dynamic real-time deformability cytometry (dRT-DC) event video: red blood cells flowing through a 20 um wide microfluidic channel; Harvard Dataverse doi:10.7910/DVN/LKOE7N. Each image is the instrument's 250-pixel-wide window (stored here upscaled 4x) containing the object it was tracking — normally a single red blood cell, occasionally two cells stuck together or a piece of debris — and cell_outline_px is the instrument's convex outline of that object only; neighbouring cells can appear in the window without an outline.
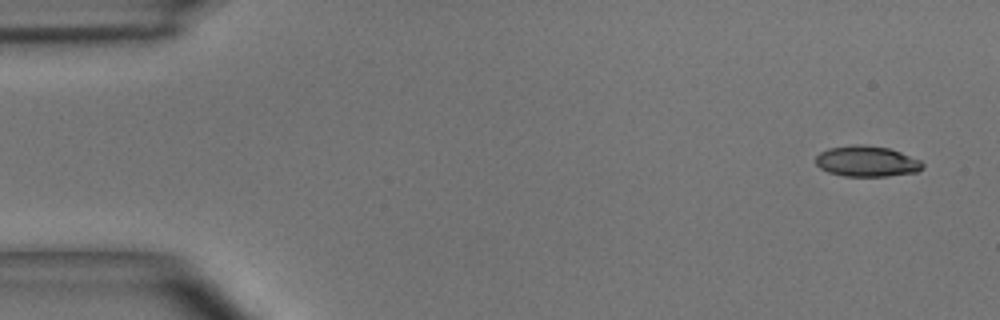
{"species": "common noctule bat (a hibernating species)", "species_latin": "Nyctalus noctula", "temperature_condition": "room temperature", "stored_images_in_passage": 5, "camera_frame_rate_fps": 3000, "um_per_image_px": 0.085, "animal": {"sex": "male", "body_mass_g": 15.6}, "frame": {"image": 1, "passage_image": 1, "time_ms": 0.0, "image_size_px": [1000, 320], "cell_outline_px": [[924, 168], [916, 172], [888, 176], [844, 176], [828, 172], [820, 168], [816, 164], [816, 156], [820, 152], [828, 148], [856, 144], [860, 144], [888, 148], [900, 152], [920, 160], [924, 164]], "centroid_in_image_um": [73.67, 13.71], "position_along_channel_um": 11.3, "area_um2": 19.13}}
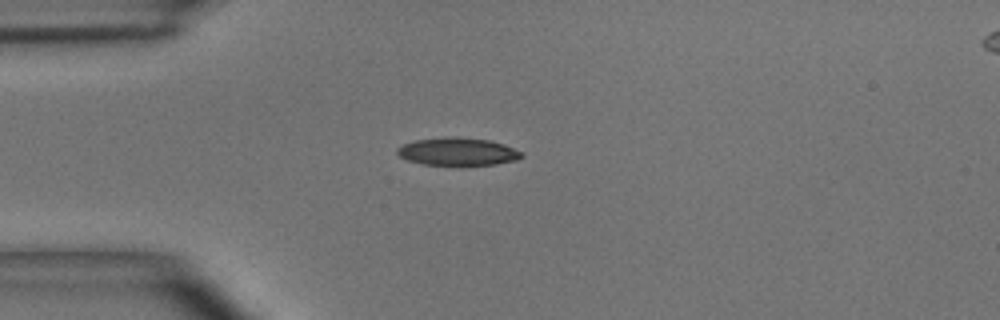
{"frame": {"image": 2, "passage_image": 4, "time_ms": 1.0, "image_size_px": [1000, 320], "cell_outline_px": [[524, 156], [516, 160], [496, 164], [424, 164], [408, 160], [400, 156], [396, 152], [396, 148], [404, 144], [416, 140], [488, 140], [504, 144], [520, 152]], "centroid_in_image_um": [38.92, 12.93], "position_along_channel_um": 46.1, "area_um2": 18.61}}